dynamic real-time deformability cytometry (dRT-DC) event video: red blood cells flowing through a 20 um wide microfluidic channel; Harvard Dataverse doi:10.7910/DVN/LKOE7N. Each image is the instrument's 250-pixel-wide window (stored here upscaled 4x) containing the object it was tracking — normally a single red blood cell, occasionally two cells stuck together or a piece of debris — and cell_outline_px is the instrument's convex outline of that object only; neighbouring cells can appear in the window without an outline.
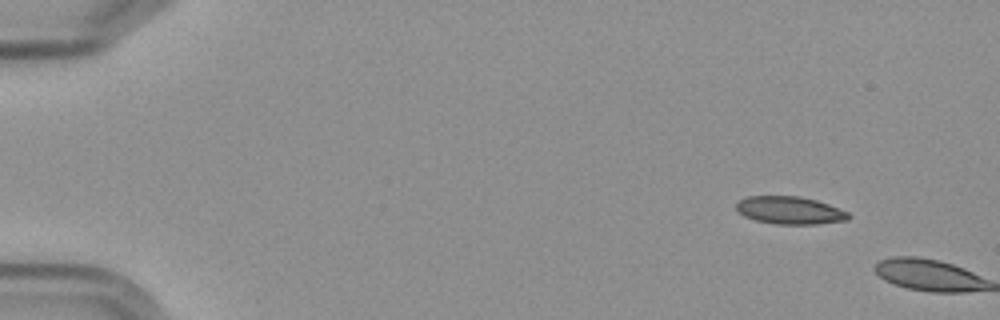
{"species": "Egyptian fruit bat (a non-hibernating species)", "species_latin": "Rousettus aegyptiacus", "temperature_condition": "cold", "stored_images_in_passage": 2, "camera_frame_rate_fps": 3000, "um_per_image_px": 0.085, "frame": {"image": 1, "passage_image": 1, "time_ms": 0.0, "image_size_px": [1000, 320], "cell_outline_px": [[852, 216], [848, 220], [816, 224], [776, 224], [756, 220], [744, 216], [736, 208], [736, 204], [740, 200], [748, 196], [800, 196], [816, 200], [828, 204], [848, 212]], "centroid_in_image_um": [67.16, 17.88], "position_along_channel_um": 17.8, "area_um2": 18.03}}